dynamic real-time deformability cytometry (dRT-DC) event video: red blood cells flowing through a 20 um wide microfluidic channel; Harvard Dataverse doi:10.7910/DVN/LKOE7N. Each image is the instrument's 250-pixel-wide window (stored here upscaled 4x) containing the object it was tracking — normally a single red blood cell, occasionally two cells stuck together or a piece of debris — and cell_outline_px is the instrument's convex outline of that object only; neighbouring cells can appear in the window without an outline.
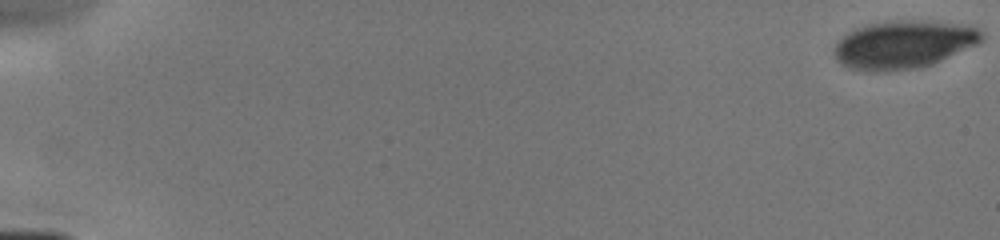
{"species": "human", "species_latin": "Homo sapiens", "temperature_condition": "cold", "stored_images_in_passage": 20, "camera_frame_rate_fps": 3000, "um_per_image_px": 0.085, "donor": {"sex": "male"}, "frame": {"image": 1, "passage_image": 1, "time_ms": 0.0, "image_size_px": [1000, 240], "cell_outline_px": [[984, 40], [976, 44], [924, 68], [884, 72], [872, 72], [848, 68], [840, 64], [836, 60], [832, 52], [832, 48], [836, 40], [848, 32], [856, 28], [868, 24], [900, 20], [916, 20], [956, 24], [976, 28], [984, 32]], "centroid_in_image_um": [76.73, 3.81], "position_along_channel_um": 8.3, "area_um2": 41.67}}
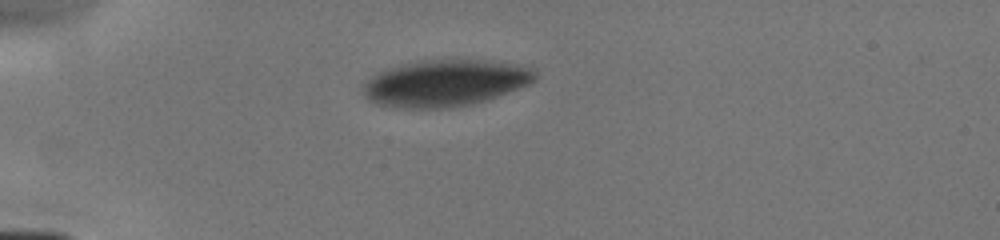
{"frame": {"image": 2, "passage_image": 15, "time_ms": 4.667, "image_size_px": [1000, 240], "cell_outline_px": [[536, 80], [532, 84], [488, 100], [472, 104], [452, 108], [392, 108], [376, 104], [368, 100], [364, 96], [360, 88], [376, 72], [384, 68], [420, 60], [492, 60], [520, 64], [536, 68]], "centroid_in_image_um": [37.86, 7.06], "position_along_channel_um": 47.1, "area_um2": 47.86}}
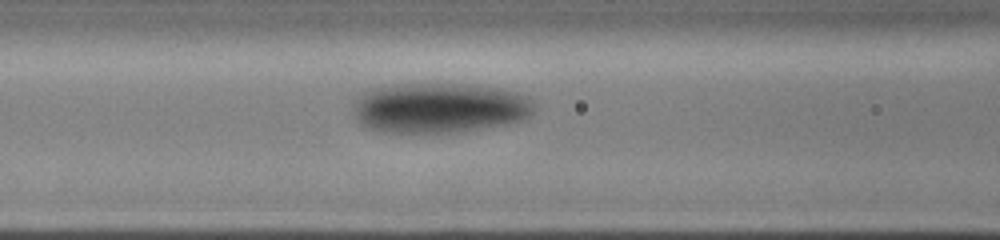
{"frame": {"image": 3, "passage_image": 20, "time_ms": 7.333, "image_size_px": [1000, 240], "cell_outline_px": [[536, 108], [524, 120], [508, 124], [452, 132], [384, 132], [368, 128], [360, 124], [356, 120], [352, 104], [360, 92], [368, 88], [396, 84], [468, 84], [500, 88], [516, 92], [528, 96], [536, 104]], "centroid_in_image_um": [37.33, 9.15], "position_along_channel_um": 129.3, "area_um2": 53.52}}